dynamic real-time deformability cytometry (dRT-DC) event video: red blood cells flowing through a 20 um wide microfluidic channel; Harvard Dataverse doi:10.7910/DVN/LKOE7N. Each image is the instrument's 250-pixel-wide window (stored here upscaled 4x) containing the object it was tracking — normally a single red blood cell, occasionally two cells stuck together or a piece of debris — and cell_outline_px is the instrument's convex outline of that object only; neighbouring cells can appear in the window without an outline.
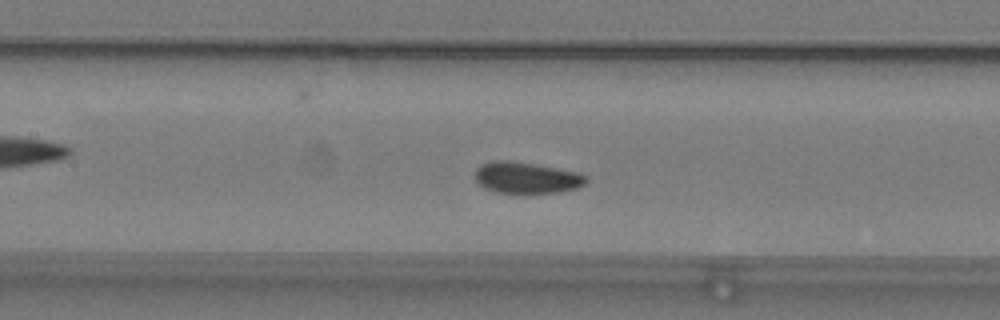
{"species": "common noctule bat (a hibernating species)", "species_latin": "Nyctalus noctula", "temperature_condition": "warm", "stored_images_in_passage": 49, "camera_frame_rate_fps": 3000, "um_per_image_px": 0.085, "animal": {"sex": "male", "body_mass_g": 19.2, "forearm_length_mm": 51.8}, "frame": {"image": 1, "passage_image": 19, "time_ms": 6.0, "image_size_px": [1000, 320], "cell_outline_px": [[588, 180], [584, 184], [576, 188], [556, 192], [528, 196], [516, 196], [496, 192], [484, 188], [476, 180], [476, 168], [480, 164], [492, 160], [508, 160], [580, 172], [588, 176]], "centroid_in_image_um": [44.74, 15.15], "position_along_channel_um": 162.7, "area_um2": 21.1}}
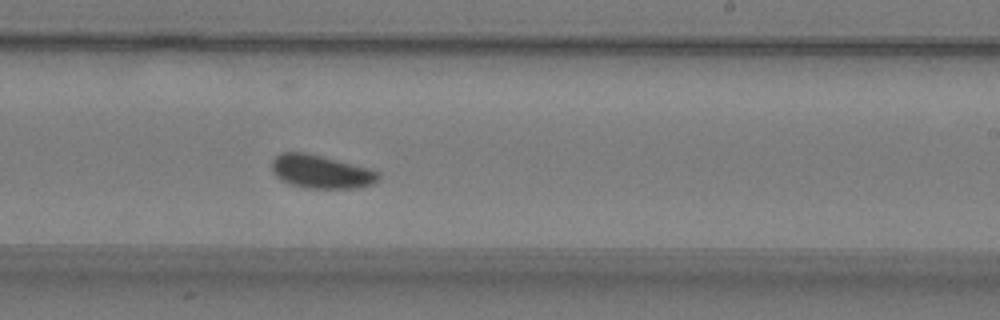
{"frame": {"image": 2, "passage_image": 27, "time_ms": 8.667, "image_size_px": [1000, 320], "cell_outline_px": [[380, 180], [372, 184], [356, 188], [304, 188], [280, 180], [272, 172], [272, 160], [280, 152], [308, 152], [368, 168], [380, 172]], "centroid_in_image_um": [27.28, 14.59], "position_along_channel_um": 261.7, "area_um2": 20.87}}
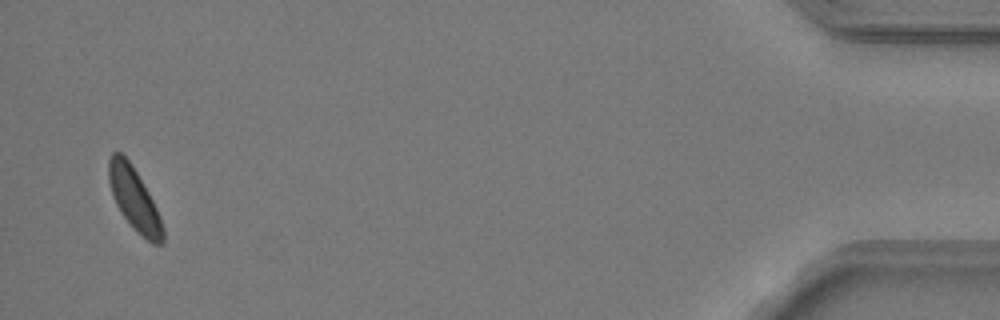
{"frame": {"image": 3, "passage_image": 47, "time_ms": 15.333, "image_size_px": [1000, 320], "cell_outline_px": [[164, 244], [152, 244], [136, 232], [120, 212], [112, 196], [108, 180], [108, 160], [112, 152], [120, 152], [132, 164], [148, 192], [160, 216], [164, 228]], "centroid_in_image_um": [11.41, 16.95], "position_along_channel_um": 423.8, "area_um2": 19.88}, "authors_computed_cell_mechanics": {"area_um2": 20.1144, "velocity_mm_per_s": 3.7368, "shape_relaxation_time_tau1_ms": 2.3692, "shape_relaxation_time_tau2_ms": null, "deformation_change_tau1": 0.0672, "deformation_change_tau2": null}}